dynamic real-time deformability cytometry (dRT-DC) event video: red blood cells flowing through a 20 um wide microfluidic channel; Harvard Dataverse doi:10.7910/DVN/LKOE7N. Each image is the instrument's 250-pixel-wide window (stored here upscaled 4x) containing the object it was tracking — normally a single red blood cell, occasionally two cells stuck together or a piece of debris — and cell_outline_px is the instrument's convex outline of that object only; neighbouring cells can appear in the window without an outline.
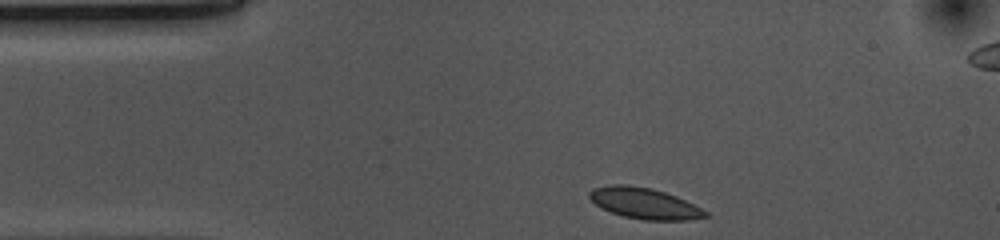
{"species": "common noctule bat (a hibernating species)", "species_latin": "Nyctalus noctula", "temperature_condition": "cold", "stored_images_in_passage": 33, "camera_frame_rate_fps": 3000, "um_per_image_px": 0.085, "animal": {"sex": "female", "body_mass_g": 10.0, "forearm_length_mm": 53.1}, "frame": {"image": 1, "passage_image": 1, "time_ms": 0.0, "image_size_px": [1000, 240], "cell_outline_px": [[712, 216], [688, 220], [644, 220], [624, 216], [612, 212], [596, 204], [588, 196], [588, 192], [592, 188], [612, 184], [628, 184], [652, 188], [676, 196], [708, 212]], "centroid_in_image_um": [54.78, 17.27], "position_along_channel_um": 30.2, "area_um2": 20.87}}
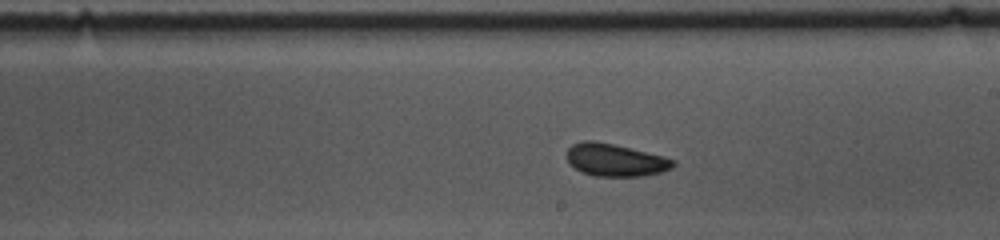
{"frame": {"image": 2, "passage_image": 21, "time_ms": 6.667, "image_size_px": [1000, 240], "cell_outline_px": [[676, 164], [672, 168], [660, 172], [644, 176], [596, 176], [580, 172], [568, 160], [568, 148], [572, 144], [584, 140], [592, 140], [616, 144], [676, 160]], "centroid_in_image_um": [52.31, 13.6], "position_along_channel_um": 236.7, "area_um2": 20.06}}
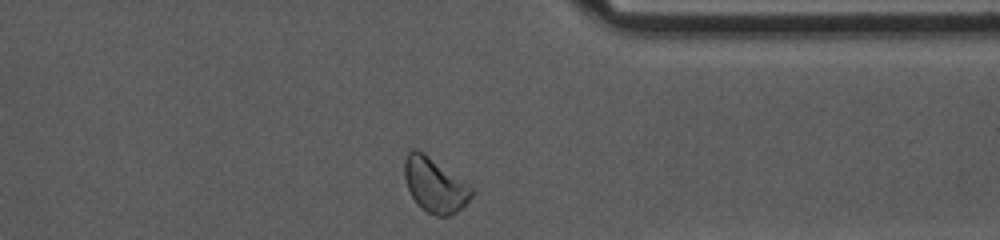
{"frame": {"image": 3, "passage_image": 33, "time_ms": 10.667, "image_size_px": [1000, 240], "cell_outline_px": [[472, 196], [456, 212], [448, 216], [436, 216], [420, 208], [412, 196], [408, 188], [404, 176], [404, 160], [408, 152], [416, 148], [428, 156], [472, 188]], "centroid_in_image_um": [36.91, 15.74], "position_along_channel_um": 374.5, "area_um2": 20.63}, "authors_computed_cell_mechanics": {"area_um2": 20.2878, "velocity_mm_per_s": 3.644, "shape_relaxation_time_tau1_ms": 2.2841, "shape_relaxation_time_tau2_ms": null, "deformation_change_tau1": 0.0656, "deformation_change_tau2": null}}